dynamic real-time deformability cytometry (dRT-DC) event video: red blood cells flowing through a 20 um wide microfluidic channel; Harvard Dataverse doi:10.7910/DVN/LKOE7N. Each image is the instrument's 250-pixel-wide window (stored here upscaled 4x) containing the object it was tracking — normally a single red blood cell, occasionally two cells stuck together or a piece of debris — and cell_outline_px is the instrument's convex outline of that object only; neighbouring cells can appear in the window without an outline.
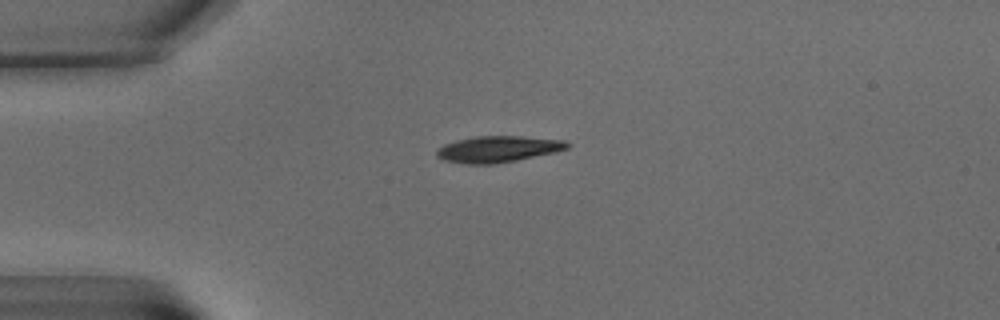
{"species": "common noctule bat (a hibernating species)", "species_latin": "Nyctalus noctula", "temperature_condition": "warm", "stored_images_in_passage": 10, "camera_frame_rate_fps": 3000, "um_per_image_px": 0.085, "animal": {"sex": "male", "body_mass_g": 15.6}, "frame": {"image": 1, "passage_image": 5, "time_ms": 5.667, "image_size_px": [1000, 320], "cell_outline_px": [[572, 144], [568, 148], [556, 152], [516, 160], [492, 164], [468, 164], [444, 160], [436, 156], [436, 148], [444, 144], [456, 140], [476, 136], [520, 136], [564, 140]], "centroid_in_image_um": [42.33, 12.67], "position_along_channel_um": 42.7, "area_um2": 20.06}}
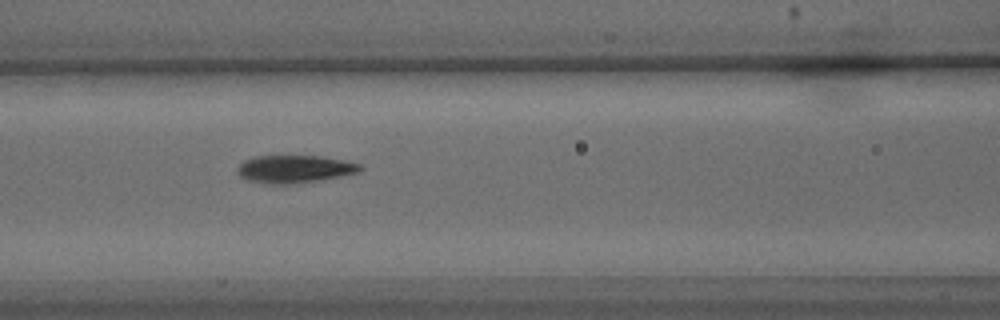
{"frame": {"image": 2, "passage_image": 9, "time_ms": 10.0, "image_size_px": [1000, 320], "cell_outline_px": [[364, 168], [360, 172], [320, 180], [288, 184], [272, 184], [248, 180], [240, 176], [236, 172], [236, 168], [244, 160], [252, 156], [320, 156], [348, 160], [360, 164]], "centroid_in_image_um": [25.05, 14.35], "position_along_channel_um": 141.5, "area_um2": 19.94}}
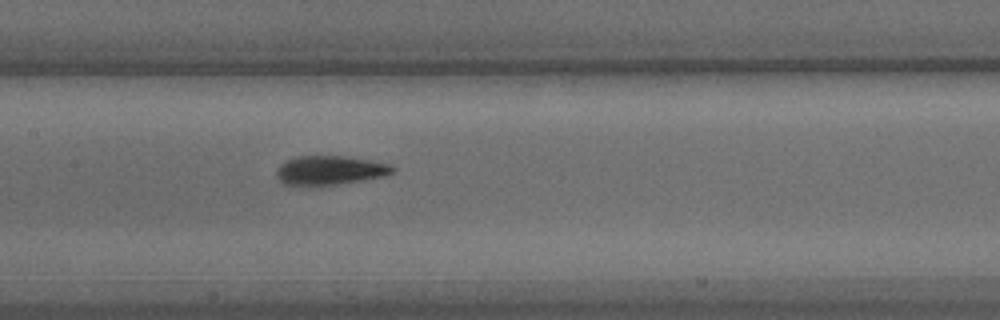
{"frame": {"image": 3, "passage_image": 10, "time_ms": 11.333, "image_size_px": [1000, 320], "cell_outline_px": [[396, 172], [384, 176], [364, 180], [320, 188], [284, 184], [276, 176], [276, 168], [280, 164], [296, 156], [344, 156], [368, 160], [388, 164], [396, 168]], "centroid_in_image_um": [28.02, 14.52], "position_along_channel_um": 179.4, "area_um2": 20.29}}